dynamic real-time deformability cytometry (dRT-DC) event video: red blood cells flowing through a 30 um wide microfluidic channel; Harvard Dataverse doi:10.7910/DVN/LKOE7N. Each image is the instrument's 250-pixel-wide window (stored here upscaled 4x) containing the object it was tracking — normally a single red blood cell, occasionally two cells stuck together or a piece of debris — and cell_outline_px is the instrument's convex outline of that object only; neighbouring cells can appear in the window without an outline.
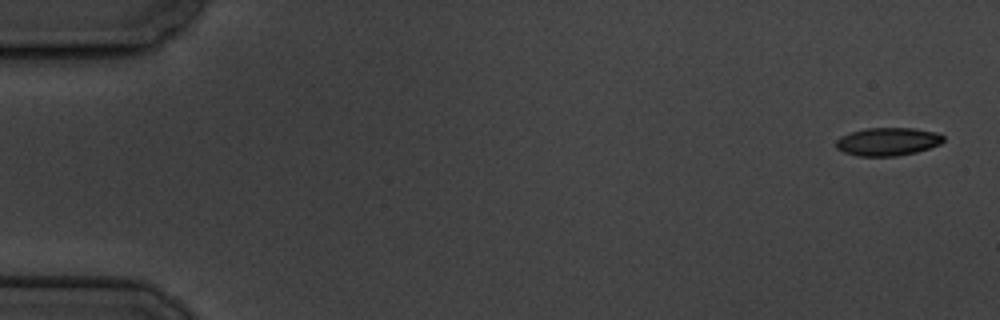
{"species": "common noctule bat (a hibernating species)", "species_latin": "Nyctalus noctula", "temperature_condition": "cold", "stored_images_in_passage": 7, "camera_frame_rate_fps": 3000, "um_per_image_px": 0.085, "animal": {"sex": "male", "body_mass_g": 19.5, "forearm_length_mm": 54.6}, "frame": {"image": 1, "passage_image": 1, "time_ms": 0.0, "image_size_px": [1000, 320], "cell_outline_px": [[944, 140], [940, 144], [916, 152], [896, 156], [856, 156], [844, 152], [836, 148], [836, 140], [840, 136], [864, 128], [912, 128], [936, 132], [944, 136]], "centroid_in_image_um": [75.44, 12.03], "position_along_channel_um": 9.6, "area_um2": 17.57}}
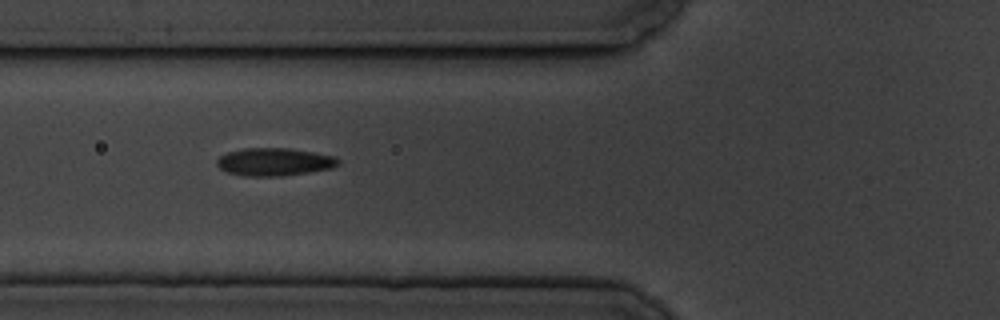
{"frame": {"image": 2, "passage_image": 6, "time_ms": 6.667, "image_size_px": [1000, 320], "cell_outline_px": [[340, 164], [332, 168], [308, 172], [280, 176], [244, 176], [228, 172], [220, 168], [216, 164], [216, 160], [220, 156], [228, 152], [244, 148], [288, 148], [312, 152], [332, 156], [340, 160]], "centroid_in_image_um": [23.3, 13.76], "position_along_channel_um": 102.5, "area_um2": 19.54}}
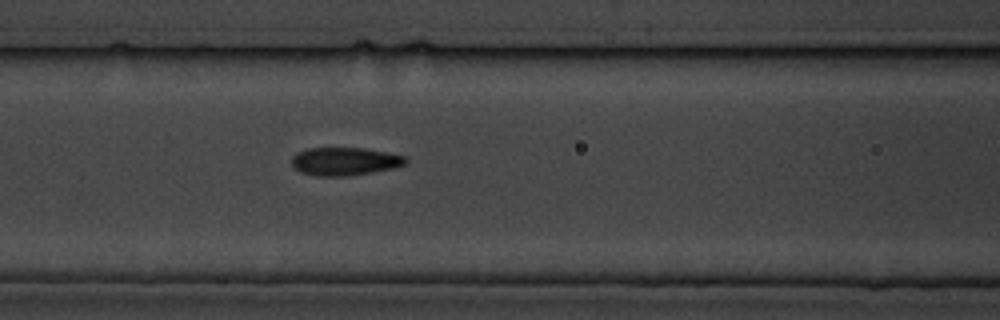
{"frame": {"image": 3, "passage_image": 7, "time_ms": 7.667, "image_size_px": [1000, 320], "cell_outline_px": [[408, 160], [404, 164], [392, 168], [372, 172], [348, 176], [316, 176], [300, 172], [292, 164], [292, 156], [296, 152], [308, 148], [364, 148], [388, 152], [408, 156]], "centroid_in_image_um": [29.31, 13.71], "position_along_channel_um": 137.3, "area_um2": 18.73}}